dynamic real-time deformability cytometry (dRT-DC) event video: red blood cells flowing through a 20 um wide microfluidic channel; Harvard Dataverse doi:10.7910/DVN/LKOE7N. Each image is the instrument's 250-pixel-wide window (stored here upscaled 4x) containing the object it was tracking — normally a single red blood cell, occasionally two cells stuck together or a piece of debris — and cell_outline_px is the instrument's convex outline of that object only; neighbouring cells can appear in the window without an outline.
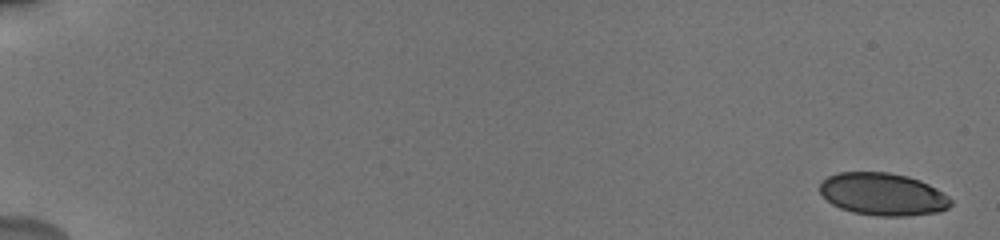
{"species": "human", "species_latin": "Homo sapiens", "temperature_condition": "cold", "stored_images_in_passage": 32, "camera_frame_rate_fps": 3000, "um_per_image_px": 0.085, "donor": {"sex": "male"}, "frame": {"image": 1, "passage_image": 1, "time_ms": 0.0, "image_size_px": [1000, 240], "cell_outline_px": [[952, 204], [948, 208], [940, 212], [908, 216], [880, 216], [852, 212], [840, 208], [832, 204], [820, 192], [820, 180], [836, 172], [888, 172], [908, 176], [920, 180], [936, 188], [948, 196], [952, 200]], "centroid_in_image_um": [75.05, 16.5], "position_along_channel_um": 10.0, "area_um2": 32.66}}
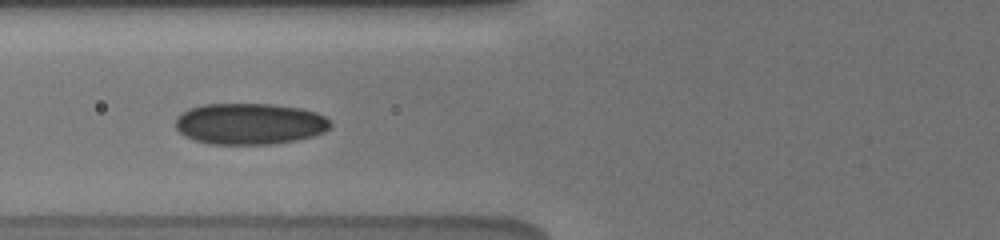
{"frame": {"image": 2, "passage_image": 15, "time_ms": 7.667, "image_size_px": [1000, 240], "cell_outline_px": [[332, 128], [324, 132], [312, 136], [296, 140], [268, 144], [212, 144], [196, 140], [184, 136], [176, 128], [176, 120], [188, 108], [204, 104], [272, 104], [300, 108], [316, 112], [324, 116], [332, 124]], "centroid_in_image_um": [21.25, 10.52], "position_along_channel_um": 104.6, "area_um2": 37.17}}
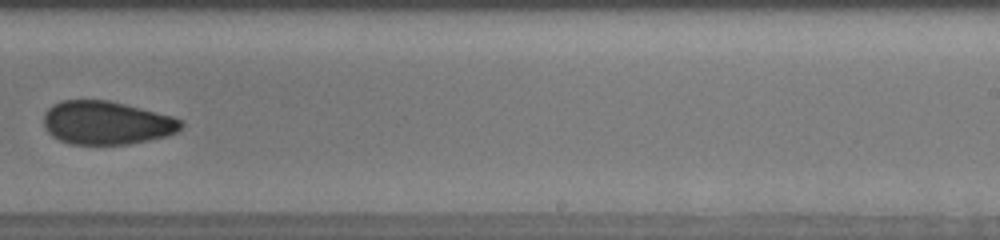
{"frame": {"image": 3, "passage_image": 29, "time_ms": 12.333, "image_size_px": [1000, 240], "cell_outline_px": [[184, 124], [176, 132], [168, 136], [128, 144], [68, 144], [52, 136], [44, 128], [44, 112], [52, 104], [60, 100], [108, 100], [172, 116], [184, 120]], "centroid_in_image_um": [9.04, 10.44], "position_along_channel_um": 280.0, "area_um2": 34.85}}